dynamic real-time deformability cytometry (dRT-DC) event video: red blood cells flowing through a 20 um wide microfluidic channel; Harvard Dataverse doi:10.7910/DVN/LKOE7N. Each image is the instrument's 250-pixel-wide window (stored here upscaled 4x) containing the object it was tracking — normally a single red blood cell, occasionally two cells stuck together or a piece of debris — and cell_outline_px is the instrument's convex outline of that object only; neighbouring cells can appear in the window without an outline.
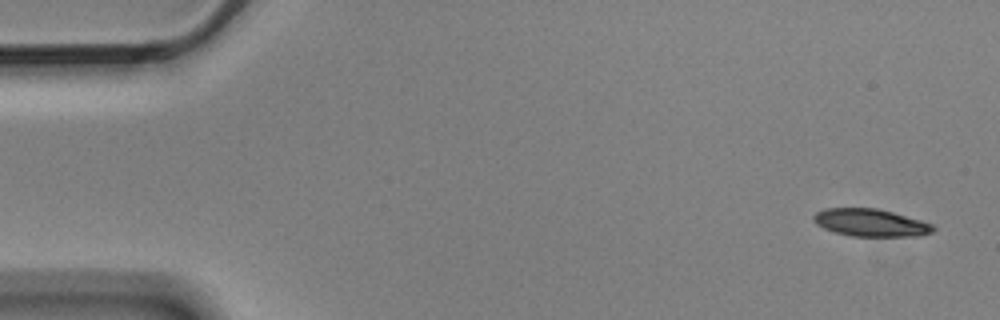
{"species": "Egyptian fruit bat (a non-hibernating species)", "species_latin": "Rousettus aegyptiacus", "temperature_condition": "cold", "stored_images_in_passage": 5, "camera_frame_rate_fps": 3000, "um_per_image_px": 0.085, "animal": {"sex": "male"}, "frame": {"image": 1, "passage_image": 1, "time_ms": 0.0, "image_size_px": [1000, 320], "cell_outline_px": [[936, 228], [932, 232], [920, 236], [852, 236], [836, 232], [824, 228], [816, 224], [812, 220], [812, 216], [816, 212], [824, 208], [876, 208], [892, 212], [920, 220], [932, 224]], "centroid_in_image_um": [73.98, 18.92], "position_along_channel_um": 11.0, "area_um2": 19.13}}
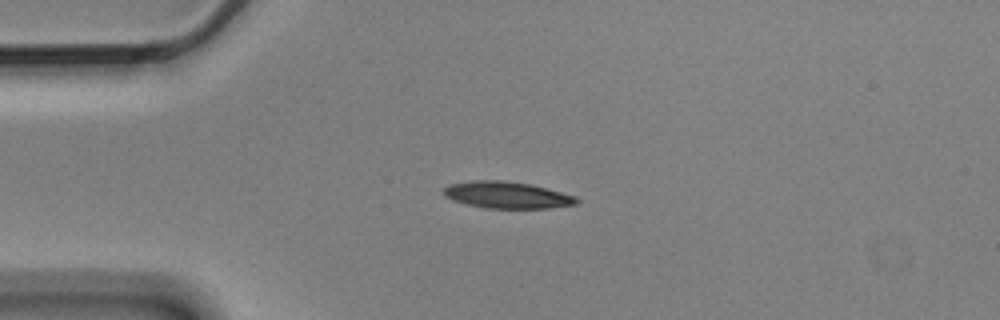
{"frame": {"image": 2, "passage_image": 4, "time_ms": 1.0, "image_size_px": [1000, 320], "cell_outline_px": [[580, 200], [576, 204], [548, 208], [488, 208], [468, 204], [452, 200], [444, 196], [444, 188], [448, 184], [472, 180], [504, 180], [532, 184], [548, 188], [576, 196]], "centroid_in_image_um": [43.1, 16.56], "position_along_channel_um": 41.9, "area_um2": 20.81}}